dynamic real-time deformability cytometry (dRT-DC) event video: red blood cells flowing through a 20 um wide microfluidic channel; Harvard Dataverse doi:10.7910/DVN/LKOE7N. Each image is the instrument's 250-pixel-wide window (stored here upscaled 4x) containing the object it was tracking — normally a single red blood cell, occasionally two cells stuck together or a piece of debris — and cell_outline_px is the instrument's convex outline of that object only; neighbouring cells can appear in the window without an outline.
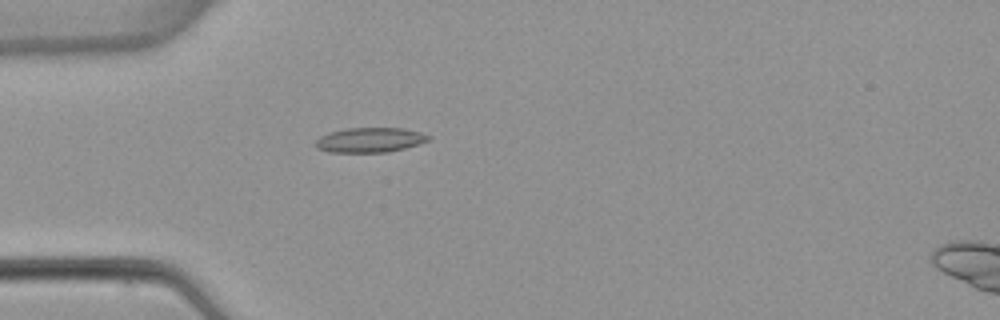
{"species": "common noctule bat (a hibernating species)", "species_latin": "Nyctalus noctula", "temperature_condition": "warm", "stored_images_in_passage": 5, "camera_frame_rate_fps": 3000, "um_per_image_px": 0.085, "animal": {"sex": "female", "body_mass_g": 22.7, "forearm_length_mm": 54.2}, "frame": {"image": 1, "passage_image": 4, "time_ms": 3.667, "image_size_px": [1000, 320], "cell_outline_px": [[432, 136], [428, 140], [404, 148], [388, 152], [328, 152], [316, 148], [316, 140], [320, 136], [328, 132], [344, 128], [404, 128], [420, 132]], "centroid_in_image_um": [31.41, 11.89], "position_along_channel_um": 53.6, "area_um2": 16.3}}